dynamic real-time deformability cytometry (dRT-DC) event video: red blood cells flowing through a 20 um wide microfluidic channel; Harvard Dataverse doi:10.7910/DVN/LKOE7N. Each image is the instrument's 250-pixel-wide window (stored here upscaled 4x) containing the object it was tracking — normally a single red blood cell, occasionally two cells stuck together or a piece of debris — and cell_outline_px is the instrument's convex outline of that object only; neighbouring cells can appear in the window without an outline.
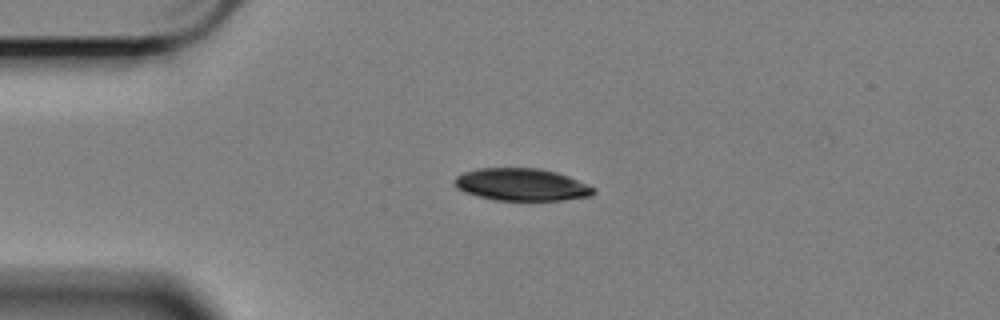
{"species": "Egyptian fruit bat (a non-hibernating species)", "species_latin": "Rousettus aegyptiacus", "temperature_condition": "cold", "stored_images_in_passage": 46, "camera_frame_rate_fps": 3000, "um_per_image_px": 0.085, "animal": {"sex": "female"}, "frame": {"image": 1, "passage_image": 1, "time_ms": 0.0, "image_size_px": [1000, 320], "cell_outline_px": [[596, 192], [592, 196], [564, 200], [496, 200], [476, 196], [464, 192], [456, 188], [456, 176], [464, 172], [476, 168], [540, 168], [556, 172], [568, 176], [588, 184], [596, 188]], "centroid_in_image_um": [44.36, 15.69], "position_along_channel_um": 40.6, "area_um2": 26.36}}
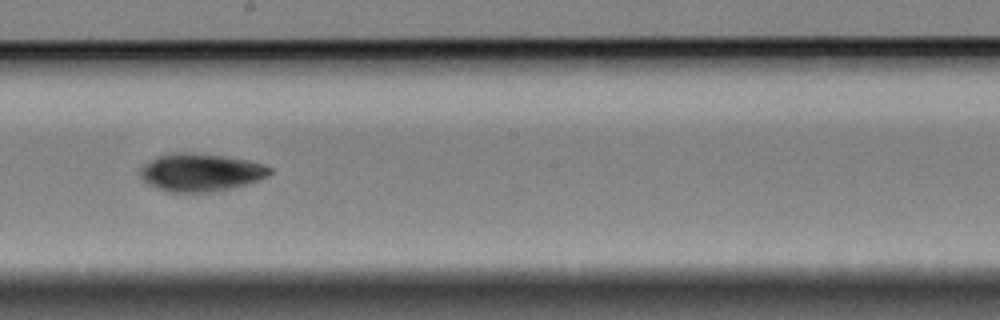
{"frame": {"image": 2, "passage_image": 20, "time_ms": 6.333, "image_size_px": [1000, 320], "cell_outline_px": [[272, 172], [268, 176], [260, 180], [232, 188], [216, 192], [168, 192], [156, 188], [140, 180], [140, 168], [144, 164], [160, 156], [172, 152], [192, 152], [224, 156], [248, 160], [264, 164], [272, 168]], "centroid_in_image_um": [17.07, 14.66], "position_along_channel_um": 231.1, "area_um2": 28.9}}
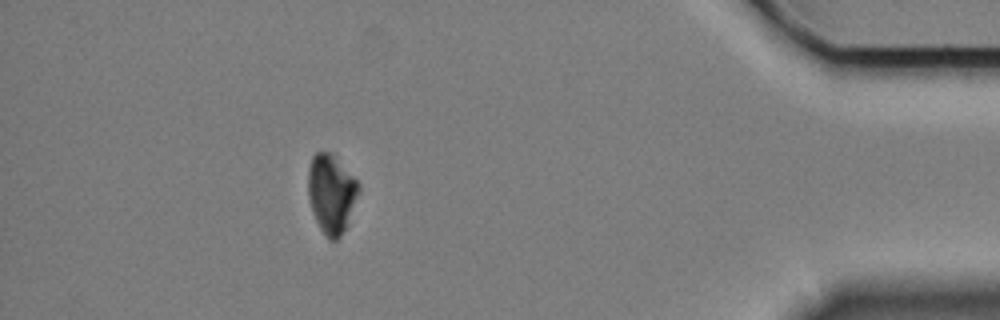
{"frame": {"image": 3, "passage_image": 40, "time_ms": 13.0, "image_size_px": [1000, 320], "cell_outline_px": [[360, 192], [348, 228], [336, 240], [328, 240], [320, 228], [312, 212], [308, 196], [308, 168], [312, 156], [316, 152], [332, 152], [360, 184]], "centroid_in_image_um": [28.19, 16.48], "position_along_channel_um": 407.0, "area_um2": 23.81}, "authors_computed_cell_mechanics": {"area_um2": 27.6573, "velocity_mm_per_s": 3.3735, "shape_relaxation_time_tau1_ms": 3.059, "shape_relaxation_time_tau2_ms": null, "deformation_change_tau1": 0.0844, "deformation_change_tau2": null}}